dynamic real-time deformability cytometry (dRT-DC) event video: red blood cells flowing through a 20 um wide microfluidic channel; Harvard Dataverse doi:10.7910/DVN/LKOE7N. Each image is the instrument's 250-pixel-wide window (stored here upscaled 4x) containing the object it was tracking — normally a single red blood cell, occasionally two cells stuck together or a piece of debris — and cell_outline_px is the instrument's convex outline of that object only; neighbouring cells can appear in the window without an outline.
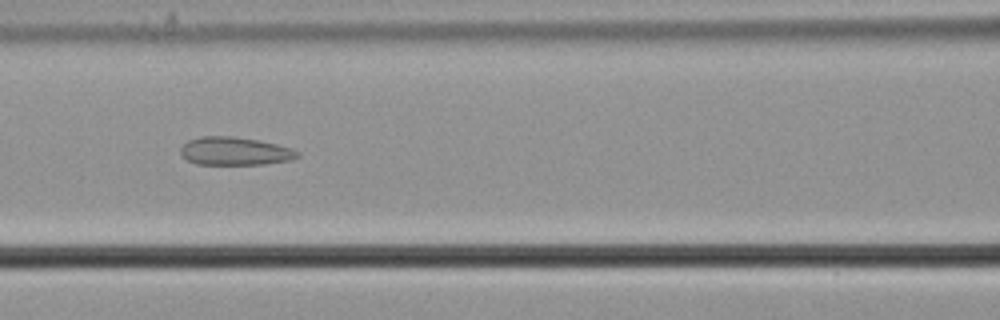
{"species": "common noctule bat (a hibernating species)", "species_latin": "Nyctalus noctula", "temperature_condition": "cold", "stored_images_in_passage": 43, "camera_frame_rate_fps": 3000, "um_per_image_px": 0.085, "animal": {"sex": "male", "body_mass_g": 21.5, "forearm_length_mm": 52.0}, "frame": {"image": 1, "passage_image": 17, "time_ms": 5.333, "image_size_px": [1000, 320], "cell_outline_px": [[300, 156], [288, 160], [264, 164], [196, 164], [188, 160], [180, 152], [180, 148], [188, 140], [200, 136], [232, 136], [260, 140], [292, 148], [300, 152]], "centroid_in_image_um": [19.97, 12.84], "position_along_channel_um": 146.6, "area_um2": 19.13}}
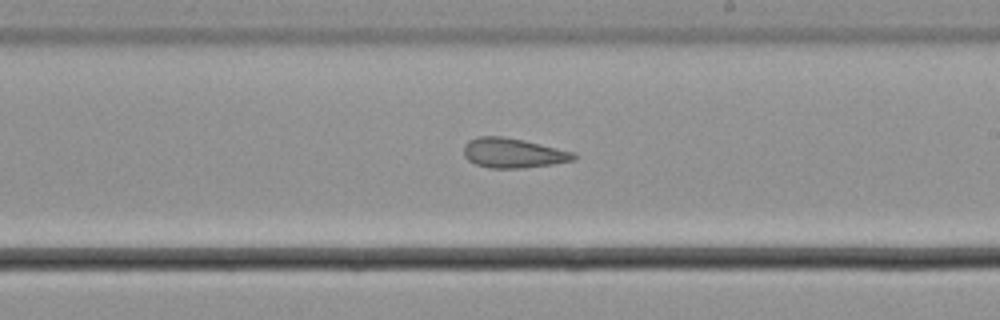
{"frame": {"image": 2, "passage_image": 25, "time_ms": 8.0, "image_size_px": [1000, 320], "cell_outline_px": [[576, 160], [552, 164], [520, 168], [492, 168], [476, 164], [468, 160], [464, 156], [464, 144], [468, 140], [476, 136], [504, 136], [524, 140], [576, 152]], "centroid_in_image_um": [43.62, 12.99], "position_along_channel_um": 245.4, "area_um2": 19.19}}
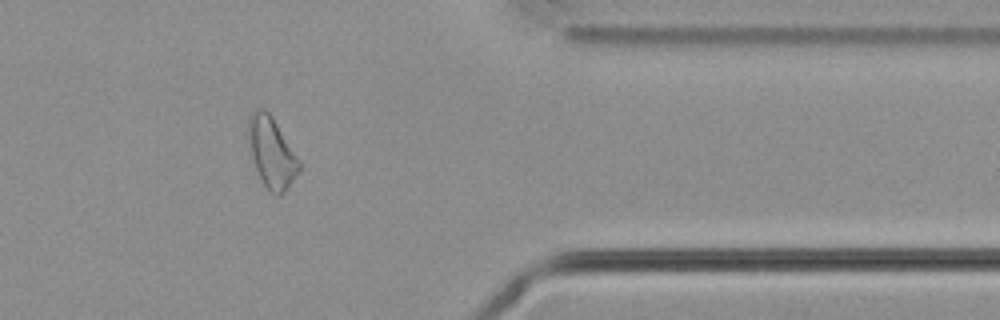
{"frame": {"image": 3, "passage_image": 38, "time_ms": 12.333, "image_size_px": [1000, 320], "cell_outline_px": [[300, 168], [288, 188], [280, 196], [276, 196], [264, 184], [256, 168], [252, 156], [248, 128], [248, 120], [252, 112], [256, 108], [264, 108], [272, 116], [300, 160]], "centroid_in_image_um": [23.11, 12.95], "position_along_channel_um": 388.3, "area_um2": 20.46}, "authors_computed_cell_mechanics": {"area_um2": 19.8832, "velocity_mm_per_s": 3.7136, "shape_relaxation_time_tau1_ms": null, "shape_relaxation_time_tau2_ms": 2.3151, "deformation_change_tau1": null, "deformation_change_tau2": 0.1024}}